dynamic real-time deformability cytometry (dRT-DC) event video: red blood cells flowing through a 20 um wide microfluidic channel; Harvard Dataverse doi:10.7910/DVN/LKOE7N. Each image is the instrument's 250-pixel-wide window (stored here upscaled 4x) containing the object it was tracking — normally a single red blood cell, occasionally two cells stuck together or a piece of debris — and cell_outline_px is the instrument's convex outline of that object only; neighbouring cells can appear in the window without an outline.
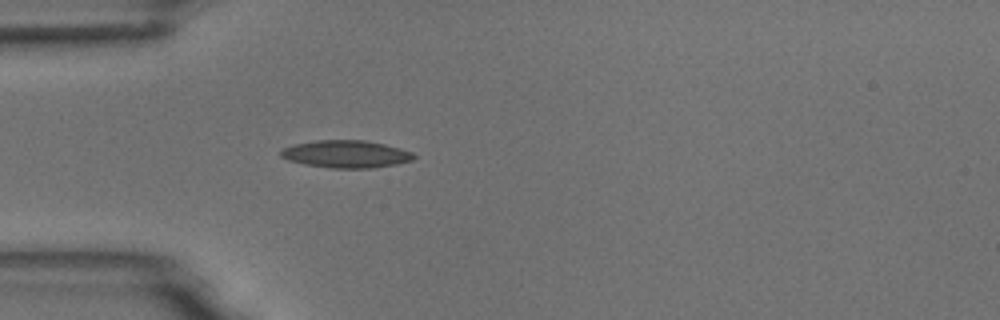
{"species": "common noctule bat (a hibernating species)", "species_latin": "Nyctalus noctula", "temperature_condition": "room temperature", "stored_images_in_passage": 1, "camera_frame_rate_fps": 3000, "um_per_image_px": 0.085, "animal": {"sex": "male", "body_mass_g": 18.8}, "frame": {"image": 1, "passage_image": 1, "time_ms": 0.0, "image_size_px": [1000, 320], "cell_outline_px": [[416, 156], [412, 160], [396, 164], [372, 168], [332, 168], [304, 164], [288, 160], [280, 156], [280, 152], [284, 148], [292, 144], [316, 140], [364, 140], [384, 144], [400, 148], [412, 152]], "centroid_in_image_um": [29.4, 13.09], "position_along_channel_um": 55.6, "area_um2": 21.27}}